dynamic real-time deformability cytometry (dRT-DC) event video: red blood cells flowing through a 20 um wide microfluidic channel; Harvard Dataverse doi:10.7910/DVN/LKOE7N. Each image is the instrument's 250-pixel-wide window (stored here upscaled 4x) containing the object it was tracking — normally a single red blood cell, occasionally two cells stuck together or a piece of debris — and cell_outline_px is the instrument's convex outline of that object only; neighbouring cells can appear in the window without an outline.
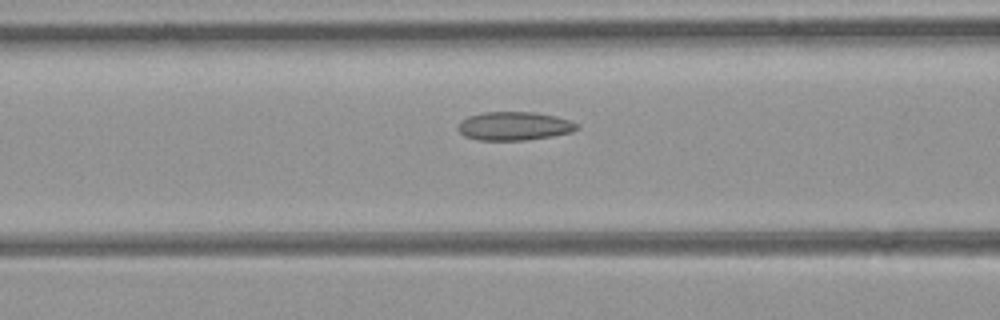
{"species": "common noctule bat (a hibernating species)", "species_latin": "Nyctalus noctula", "temperature_condition": "room temperature", "stored_images_in_passage": 30, "camera_frame_rate_fps": 3000, "um_per_image_px": 0.085, "animal": {"sex": "female", "body_mass_g": 21.9}, "frame": {"image": 1, "passage_image": 11, "time_ms": 3.333, "image_size_px": [1000, 320], "cell_outline_px": [[580, 128], [572, 132], [552, 136], [528, 140], [476, 140], [464, 136], [456, 128], [460, 120], [468, 116], [484, 112], [536, 112], [556, 116], [580, 124]], "centroid_in_image_um": [43.7, 10.71], "position_along_channel_um": 122.9, "area_um2": 20.06}}
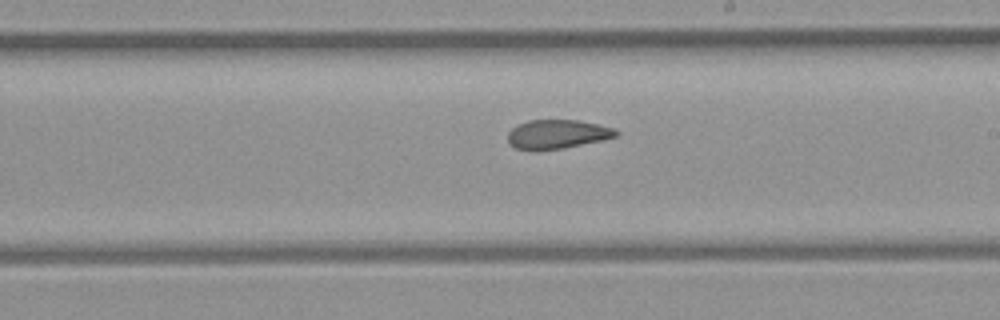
{"frame": {"image": 2, "passage_image": 19, "time_ms": 6.0, "image_size_px": [1000, 320], "cell_outline_px": [[620, 136], [604, 140], [564, 148], [516, 148], [508, 140], [508, 132], [516, 124], [528, 120], [580, 120], [612, 128], [620, 132]], "centroid_in_image_um": [47.43, 11.37], "position_along_channel_um": 241.6, "area_um2": 17.98}}
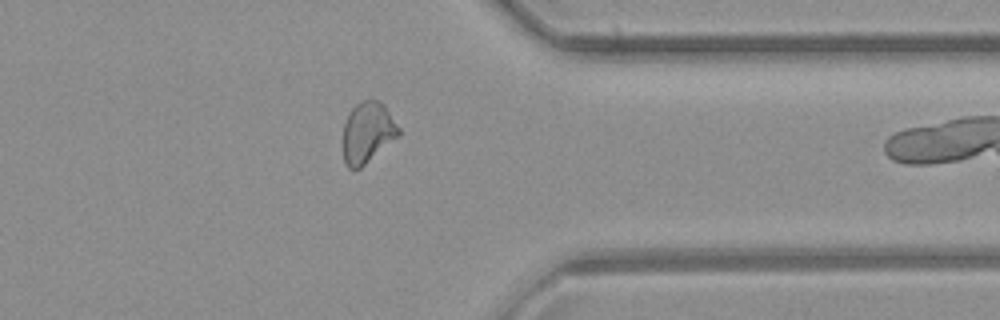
{"frame": {"image": 3, "passage_image": 29, "time_ms": 9.333, "image_size_px": [1000, 320], "cell_outline_px": [[400, 136], [360, 168], [348, 168], [344, 164], [344, 124], [348, 112], [360, 100], [380, 100], [384, 104], [400, 128]], "centroid_in_image_um": [31.26, 11.24], "position_along_channel_um": 380.1, "area_um2": 19.88}}